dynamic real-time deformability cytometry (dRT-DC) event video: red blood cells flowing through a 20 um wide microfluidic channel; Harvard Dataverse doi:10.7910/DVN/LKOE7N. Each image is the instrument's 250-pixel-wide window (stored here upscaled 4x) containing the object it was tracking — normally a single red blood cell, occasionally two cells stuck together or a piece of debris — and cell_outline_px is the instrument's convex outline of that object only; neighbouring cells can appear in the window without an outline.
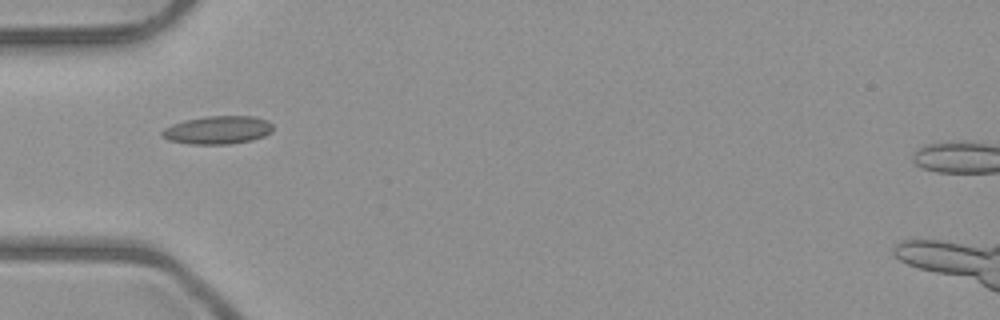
{"species": "common noctule bat (a hibernating species)", "species_latin": "Nyctalus noctula", "temperature_condition": "room temperature", "stored_images_in_passage": 5, "camera_frame_rate_fps": 3000, "um_per_image_px": 0.085, "animal": {"sex": "male", "body_mass_g": 23.1, "forearm_length_mm": 52.7}, "frame": {"image": 1, "passage_image": 4, "time_ms": 3.333, "image_size_px": [1000, 320], "cell_outline_px": [[272, 132], [264, 136], [252, 140], [228, 144], [192, 144], [168, 140], [160, 136], [160, 132], [164, 128], [172, 124], [204, 116], [252, 116], [268, 120], [272, 124]], "centroid_in_image_um": [18.5, 11.05], "position_along_channel_um": 66.5, "area_um2": 18.21}}
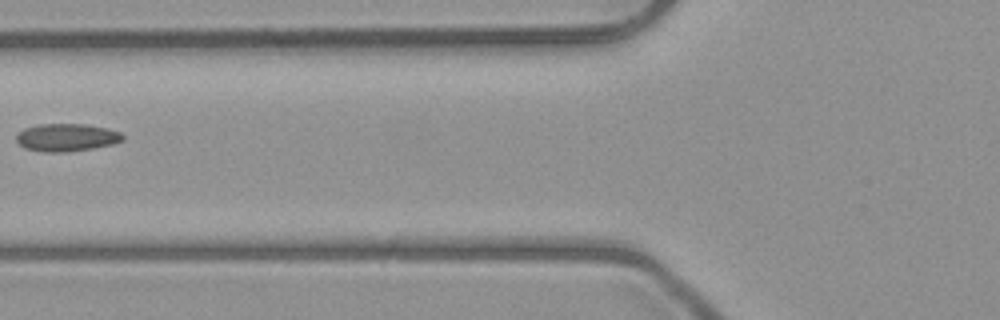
{"frame": {"image": 2, "passage_image": 5, "time_ms": 4.667, "image_size_px": [1000, 320], "cell_outline_px": [[124, 140], [112, 144], [92, 148], [68, 152], [44, 152], [24, 148], [16, 140], [16, 136], [24, 128], [40, 124], [88, 124], [108, 128], [120, 132], [124, 136]], "centroid_in_image_um": [5.68, 11.68], "position_along_channel_um": 120.1, "area_um2": 17.22}}